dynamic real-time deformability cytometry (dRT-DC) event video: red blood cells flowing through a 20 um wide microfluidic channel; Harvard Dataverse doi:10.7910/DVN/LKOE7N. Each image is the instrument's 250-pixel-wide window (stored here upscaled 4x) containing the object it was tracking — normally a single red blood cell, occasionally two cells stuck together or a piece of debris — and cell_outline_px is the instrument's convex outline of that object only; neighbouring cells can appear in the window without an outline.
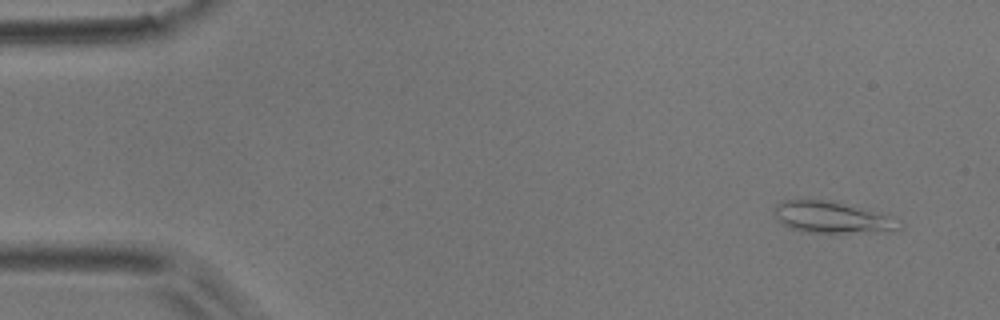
{"species": "common noctule bat (a hibernating species)", "species_latin": "Nyctalus noctula", "temperature_condition": "room temperature", "stored_images_in_passage": 52, "camera_frame_rate_fps": 3000, "um_per_image_px": 0.085, "animal": {"sex": "male", "body_mass_g": 17.9}, "frame": {"image": 1, "passage_image": 3, "time_ms": 0.667, "image_size_px": [1000, 320], "cell_outline_px": [[904, 224], [896, 232], [832, 236], [804, 232], [788, 228], [776, 216], [772, 208], [780, 200], [828, 200], [888, 212], [896, 216]], "centroid_in_image_um": [70.93, 18.54], "position_along_channel_um": 14.1, "area_um2": 25.14}}
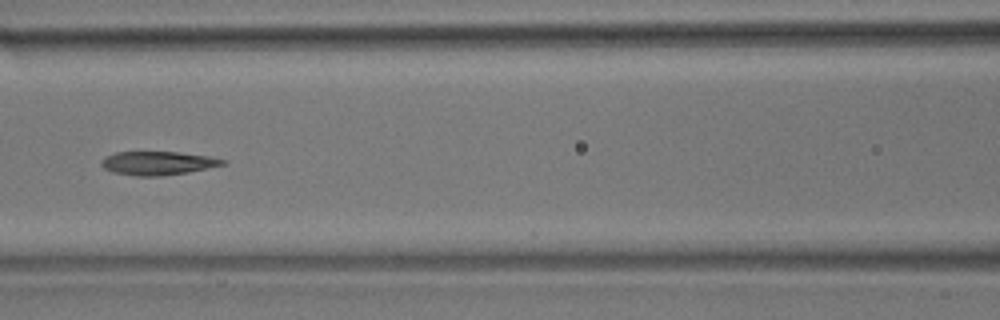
{"frame": {"image": 2, "passage_image": 22, "time_ms": 7.0, "image_size_px": [1000, 320], "cell_outline_px": [[228, 164], [188, 172], [160, 176], [136, 176], [112, 172], [104, 168], [100, 164], [100, 160], [104, 156], [116, 152], [180, 152], [208, 156], [228, 160]], "centroid_in_image_um": [13.42, 13.86], "position_along_channel_um": 153.2, "area_um2": 16.88}}
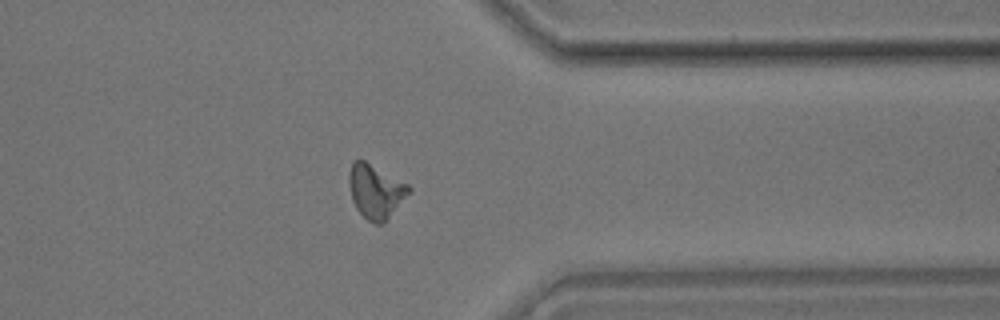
{"frame": {"image": 3, "passage_image": 40, "time_ms": 13.0, "image_size_px": [1000, 320], "cell_outline_px": [[412, 192], [384, 224], [376, 224], [368, 220], [356, 208], [352, 200], [348, 180], [348, 176], [352, 160], [364, 160], [408, 184], [412, 188]], "centroid_in_image_um": [31.95, 16.27], "position_along_channel_um": 379.4, "area_um2": 19.02}, "authors_computed_cell_mechanics": {"area_um2": 17.6868, "velocity_mm_per_s": 3.8982, "shape_relaxation_time_tau1_ms": 10.4127, "shape_relaxation_time_tau2_ms": 3.1732, "deformation_change_tau1": 0.2461, "deformation_change_tau2": 0.1125}}